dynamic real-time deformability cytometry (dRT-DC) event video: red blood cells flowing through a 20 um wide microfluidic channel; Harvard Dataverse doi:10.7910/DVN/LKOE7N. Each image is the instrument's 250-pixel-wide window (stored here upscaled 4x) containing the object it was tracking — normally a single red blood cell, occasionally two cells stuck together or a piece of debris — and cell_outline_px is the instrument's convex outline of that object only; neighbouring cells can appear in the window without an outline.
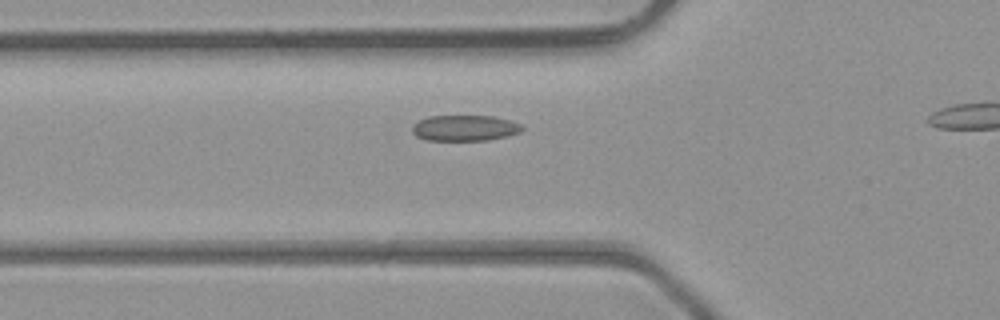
{"species": "common noctule bat (a hibernating species)", "species_latin": "Nyctalus noctula", "temperature_condition": "room temperature", "stored_images_in_passage": 22, "camera_frame_rate_fps": 3000, "um_per_image_px": 0.085, "animal": {"sex": "male", "body_mass_g": 23.1, "forearm_length_mm": 52.7}, "frame": {"image": 1, "passage_image": 9, "time_ms": 2.667, "image_size_px": [1000, 320], "cell_outline_px": [[524, 128], [520, 132], [508, 136], [488, 140], [428, 140], [416, 136], [412, 132], [412, 124], [428, 116], [492, 116], [512, 120], [520, 124]], "centroid_in_image_um": [39.52, 10.88], "position_along_channel_um": 86.3, "area_um2": 16.59}}
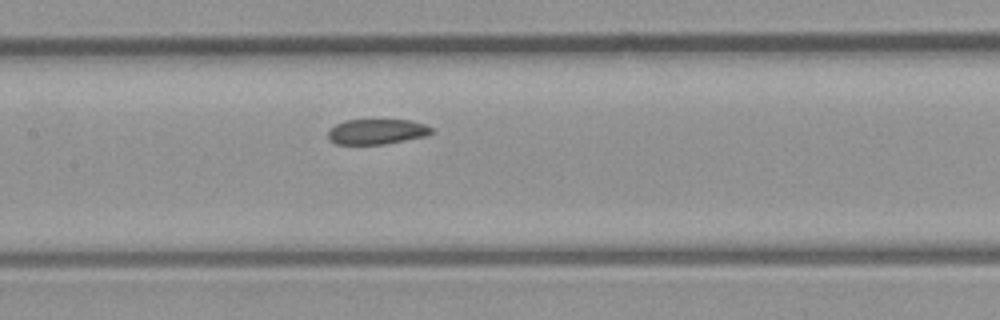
{"frame": {"image": 2, "passage_image": 15, "time_ms": 4.667, "image_size_px": [1000, 320], "cell_outline_px": [[432, 132], [424, 136], [384, 144], [336, 144], [328, 140], [328, 132], [336, 124], [344, 120], [408, 120], [424, 124], [432, 128]], "centroid_in_image_um": [31.98, 11.19], "position_along_channel_um": 175.4, "area_um2": 15.03}}
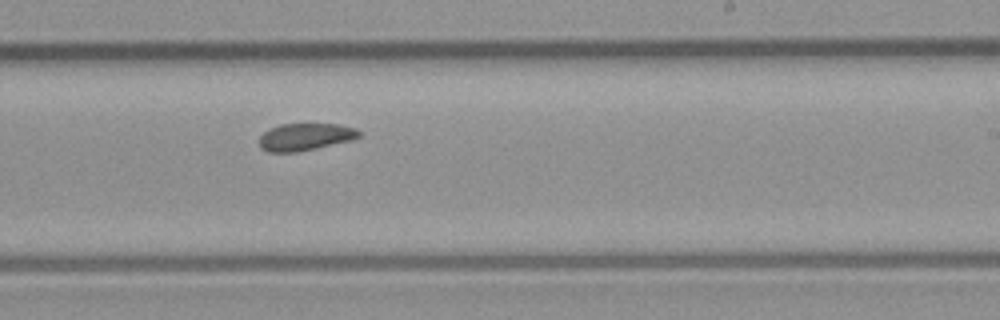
{"frame": {"image": 3, "passage_image": 21, "time_ms": 6.667, "image_size_px": [1000, 320], "cell_outline_px": [[360, 136], [352, 140], [296, 152], [268, 152], [260, 148], [260, 136], [268, 128], [280, 124], [336, 124], [356, 128], [360, 132]], "centroid_in_image_um": [25.92, 11.63], "position_along_channel_um": 263.1, "area_um2": 15.78}}